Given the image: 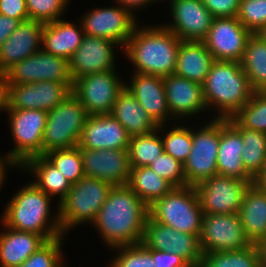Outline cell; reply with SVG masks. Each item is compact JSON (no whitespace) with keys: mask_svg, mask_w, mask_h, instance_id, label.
Returning <instances> with one entry per match:
<instances>
[{"mask_svg":"<svg viewBox=\"0 0 266 267\" xmlns=\"http://www.w3.org/2000/svg\"><path fill=\"white\" fill-rule=\"evenodd\" d=\"M0 14L21 21L29 20L26 0H0Z\"/></svg>","mask_w":266,"mask_h":267,"instance_id":"cell-47","label":"cell"},{"mask_svg":"<svg viewBox=\"0 0 266 267\" xmlns=\"http://www.w3.org/2000/svg\"><path fill=\"white\" fill-rule=\"evenodd\" d=\"M22 21L0 14V46L10 37Z\"/></svg>","mask_w":266,"mask_h":267,"instance_id":"cell-49","label":"cell"},{"mask_svg":"<svg viewBox=\"0 0 266 267\" xmlns=\"http://www.w3.org/2000/svg\"><path fill=\"white\" fill-rule=\"evenodd\" d=\"M174 241L175 229L148 217L141 242L146 248L173 252Z\"/></svg>","mask_w":266,"mask_h":267,"instance_id":"cell-42","label":"cell"},{"mask_svg":"<svg viewBox=\"0 0 266 267\" xmlns=\"http://www.w3.org/2000/svg\"><path fill=\"white\" fill-rule=\"evenodd\" d=\"M44 156L55 165L71 184L77 183L85 176L78 146L53 150L47 152Z\"/></svg>","mask_w":266,"mask_h":267,"instance_id":"cell-37","label":"cell"},{"mask_svg":"<svg viewBox=\"0 0 266 267\" xmlns=\"http://www.w3.org/2000/svg\"><path fill=\"white\" fill-rule=\"evenodd\" d=\"M5 79L3 75H0V113L4 112L5 107Z\"/></svg>","mask_w":266,"mask_h":267,"instance_id":"cell-52","label":"cell"},{"mask_svg":"<svg viewBox=\"0 0 266 267\" xmlns=\"http://www.w3.org/2000/svg\"><path fill=\"white\" fill-rule=\"evenodd\" d=\"M173 253L183 257L190 265L200 266L203 251L199 236L175 230Z\"/></svg>","mask_w":266,"mask_h":267,"instance_id":"cell-45","label":"cell"},{"mask_svg":"<svg viewBox=\"0 0 266 267\" xmlns=\"http://www.w3.org/2000/svg\"><path fill=\"white\" fill-rule=\"evenodd\" d=\"M43 134V155L47 152L78 146L88 113L71 93L48 111Z\"/></svg>","mask_w":266,"mask_h":267,"instance_id":"cell-7","label":"cell"},{"mask_svg":"<svg viewBox=\"0 0 266 267\" xmlns=\"http://www.w3.org/2000/svg\"><path fill=\"white\" fill-rule=\"evenodd\" d=\"M70 2L72 0H26L29 19L42 23L62 19Z\"/></svg>","mask_w":266,"mask_h":267,"instance_id":"cell-41","label":"cell"},{"mask_svg":"<svg viewBox=\"0 0 266 267\" xmlns=\"http://www.w3.org/2000/svg\"><path fill=\"white\" fill-rule=\"evenodd\" d=\"M163 81L167 105L176 122L188 119L186 123H189L190 117L208 114L201 84L175 74L163 77Z\"/></svg>","mask_w":266,"mask_h":267,"instance_id":"cell-20","label":"cell"},{"mask_svg":"<svg viewBox=\"0 0 266 267\" xmlns=\"http://www.w3.org/2000/svg\"><path fill=\"white\" fill-rule=\"evenodd\" d=\"M238 215L247 238L258 244L266 236V190L258 181L246 190Z\"/></svg>","mask_w":266,"mask_h":267,"instance_id":"cell-27","label":"cell"},{"mask_svg":"<svg viewBox=\"0 0 266 267\" xmlns=\"http://www.w3.org/2000/svg\"><path fill=\"white\" fill-rule=\"evenodd\" d=\"M128 152L131 168L145 167L151 164L164 152L160 125L152 133L130 137Z\"/></svg>","mask_w":266,"mask_h":267,"instance_id":"cell-35","label":"cell"},{"mask_svg":"<svg viewBox=\"0 0 266 267\" xmlns=\"http://www.w3.org/2000/svg\"><path fill=\"white\" fill-rule=\"evenodd\" d=\"M200 267H263L257 244L233 251L203 253Z\"/></svg>","mask_w":266,"mask_h":267,"instance_id":"cell-34","label":"cell"},{"mask_svg":"<svg viewBox=\"0 0 266 267\" xmlns=\"http://www.w3.org/2000/svg\"><path fill=\"white\" fill-rule=\"evenodd\" d=\"M215 18L236 17L240 0H201Z\"/></svg>","mask_w":266,"mask_h":267,"instance_id":"cell-46","label":"cell"},{"mask_svg":"<svg viewBox=\"0 0 266 267\" xmlns=\"http://www.w3.org/2000/svg\"><path fill=\"white\" fill-rule=\"evenodd\" d=\"M233 118L243 128L266 133V92H254Z\"/></svg>","mask_w":266,"mask_h":267,"instance_id":"cell-38","label":"cell"},{"mask_svg":"<svg viewBox=\"0 0 266 267\" xmlns=\"http://www.w3.org/2000/svg\"><path fill=\"white\" fill-rule=\"evenodd\" d=\"M228 121L241 133L244 168L255 181H259L266 173V133L243 128L233 117Z\"/></svg>","mask_w":266,"mask_h":267,"instance_id":"cell-31","label":"cell"},{"mask_svg":"<svg viewBox=\"0 0 266 267\" xmlns=\"http://www.w3.org/2000/svg\"><path fill=\"white\" fill-rule=\"evenodd\" d=\"M13 168V169H12ZM21 170V166L12 158L9 157L6 153L0 155V190L5 185L6 177H8L7 171L10 170Z\"/></svg>","mask_w":266,"mask_h":267,"instance_id":"cell-50","label":"cell"},{"mask_svg":"<svg viewBox=\"0 0 266 267\" xmlns=\"http://www.w3.org/2000/svg\"><path fill=\"white\" fill-rule=\"evenodd\" d=\"M125 87L158 125L176 122L167 105L163 77L134 73Z\"/></svg>","mask_w":266,"mask_h":267,"instance_id":"cell-21","label":"cell"},{"mask_svg":"<svg viewBox=\"0 0 266 267\" xmlns=\"http://www.w3.org/2000/svg\"><path fill=\"white\" fill-rule=\"evenodd\" d=\"M243 146L241 133L228 119H220V141L217 154L218 174L255 183L256 181L247 173L242 163Z\"/></svg>","mask_w":266,"mask_h":267,"instance_id":"cell-24","label":"cell"},{"mask_svg":"<svg viewBox=\"0 0 266 267\" xmlns=\"http://www.w3.org/2000/svg\"><path fill=\"white\" fill-rule=\"evenodd\" d=\"M44 23L22 21L10 37L0 46V75L41 49Z\"/></svg>","mask_w":266,"mask_h":267,"instance_id":"cell-23","label":"cell"},{"mask_svg":"<svg viewBox=\"0 0 266 267\" xmlns=\"http://www.w3.org/2000/svg\"><path fill=\"white\" fill-rule=\"evenodd\" d=\"M249 180L224 175H213L195 186L203 214L238 213Z\"/></svg>","mask_w":266,"mask_h":267,"instance_id":"cell-13","label":"cell"},{"mask_svg":"<svg viewBox=\"0 0 266 267\" xmlns=\"http://www.w3.org/2000/svg\"><path fill=\"white\" fill-rule=\"evenodd\" d=\"M0 267H19L47 240L33 232L18 231L0 222Z\"/></svg>","mask_w":266,"mask_h":267,"instance_id":"cell-25","label":"cell"},{"mask_svg":"<svg viewBox=\"0 0 266 267\" xmlns=\"http://www.w3.org/2000/svg\"><path fill=\"white\" fill-rule=\"evenodd\" d=\"M128 186L148 207L174 188L148 166L131 168Z\"/></svg>","mask_w":266,"mask_h":267,"instance_id":"cell-32","label":"cell"},{"mask_svg":"<svg viewBox=\"0 0 266 267\" xmlns=\"http://www.w3.org/2000/svg\"><path fill=\"white\" fill-rule=\"evenodd\" d=\"M199 239L203 253L239 250L252 244L238 213L204 214Z\"/></svg>","mask_w":266,"mask_h":267,"instance_id":"cell-14","label":"cell"},{"mask_svg":"<svg viewBox=\"0 0 266 267\" xmlns=\"http://www.w3.org/2000/svg\"><path fill=\"white\" fill-rule=\"evenodd\" d=\"M24 185L8 199L0 221L14 230L37 233L47 241L63 236L59 205H56L54 214L50 207L53 198L31 181Z\"/></svg>","mask_w":266,"mask_h":267,"instance_id":"cell-3","label":"cell"},{"mask_svg":"<svg viewBox=\"0 0 266 267\" xmlns=\"http://www.w3.org/2000/svg\"><path fill=\"white\" fill-rule=\"evenodd\" d=\"M149 207L128 185H115L91 224L102 244L112 249L142 242Z\"/></svg>","mask_w":266,"mask_h":267,"instance_id":"cell-1","label":"cell"},{"mask_svg":"<svg viewBox=\"0 0 266 267\" xmlns=\"http://www.w3.org/2000/svg\"><path fill=\"white\" fill-rule=\"evenodd\" d=\"M84 35L80 21L73 23L62 18L44 23L41 48L69 61L81 45Z\"/></svg>","mask_w":266,"mask_h":267,"instance_id":"cell-26","label":"cell"},{"mask_svg":"<svg viewBox=\"0 0 266 267\" xmlns=\"http://www.w3.org/2000/svg\"><path fill=\"white\" fill-rule=\"evenodd\" d=\"M170 21L162 25L182 41H203L214 16L201 0H168Z\"/></svg>","mask_w":266,"mask_h":267,"instance_id":"cell-17","label":"cell"},{"mask_svg":"<svg viewBox=\"0 0 266 267\" xmlns=\"http://www.w3.org/2000/svg\"><path fill=\"white\" fill-rule=\"evenodd\" d=\"M113 2L120 4L124 8H127L135 16H137V10L141 11L143 10L142 8L146 10L145 8L152 6V4L154 5L158 3L156 0H114Z\"/></svg>","mask_w":266,"mask_h":267,"instance_id":"cell-51","label":"cell"},{"mask_svg":"<svg viewBox=\"0 0 266 267\" xmlns=\"http://www.w3.org/2000/svg\"><path fill=\"white\" fill-rule=\"evenodd\" d=\"M214 61L203 41L181 40L174 74L202 85Z\"/></svg>","mask_w":266,"mask_h":267,"instance_id":"cell-30","label":"cell"},{"mask_svg":"<svg viewBox=\"0 0 266 267\" xmlns=\"http://www.w3.org/2000/svg\"><path fill=\"white\" fill-rule=\"evenodd\" d=\"M262 257L263 267H266V236L257 244Z\"/></svg>","mask_w":266,"mask_h":267,"instance_id":"cell-53","label":"cell"},{"mask_svg":"<svg viewBox=\"0 0 266 267\" xmlns=\"http://www.w3.org/2000/svg\"><path fill=\"white\" fill-rule=\"evenodd\" d=\"M152 258L155 267H189L190 264L180 255L171 251H158L152 249Z\"/></svg>","mask_w":266,"mask_h":267,"instance_id":"cell-48","label":"cell"},{"mask_svg":"<svg viewBox=\"0 0 266 267\" xmlns=\"http://www.w3.org/2000/svg\"><path fill=\"white\" fill-rule=\"evenodd\" d=\"M114 257L106 267H155L156 263L152 258V249L146 248L142 243L136 245L119 246L110 249ZM117 253V254H115ZM117 255V256H116Z\"/></svg>","mask_w":266,"mask_h":267,"instance_id":"cell-39","label":"cell"},{"mask_svg":"<svg viewBox=\"0 0 266 267\" xmlns=\"http://www.w3.org/2000/svg\"><path fill=\"white\" fill-rule=\"evenodd\" d=\"M238 20L252 34L266 25V0H240Z\"/></svg>","mask_w":266,"mask_h":267,"instance_id":"cell-43","label":"cell"},{"mask_svg":"<svg viewBox=\"0 0 266 267\" xmlns=\"http://www.w3.org/2000/svg\"><path fill=\"white\" fill-rule=\"evenodd\" d=\"M202 88L208 113L214 111L216 119L233 117L255 92L236 61H214Z\"/></svg>","mask_w":266,"mask_h":267,"instance_id":"cell-4","label":"cell"},{"mask_svg":"<svg viewBox=\"0 0 266 267\" xmlns=\"http://www.w3.org/2000/svg\"><path fill=\"white\" fill-rule=\"evenodd\" d=\"M241 67L255 92H266V42L252 34L246 44Z\"/></svg>","mask_w":266,"mask_h":267,"instance_id":"cell-33","label":"cell"},{"mask_svg":"<svg viewBox=\"0 0 266 267\" xmlns=\"http://www.w3.org/2000/svg\"><path fill=\"white\" fill-rule=\"evenodd\" d=\"M180 42L162 23L140 22L123 49L124 57L133 67L131 72L169 76L175 73Z\"/></svg>","mask_w":266,"mask_h":267,"instance_id":"cell-2","label":"cell"},{"mask_svg":"<svg viewBox=\"0 0 266 267\" xmlns=\"http://www.w3.org/2000/svg\"><path fill=\"white\" fill-rule=\"evenodd\" d=\"M171 125L170 123L160 125V134L164 144V152L184 164L192 148L193 124L191 126H186L187 124H184V122L182 124V122L177 121L171 123Z\"/></svg>","mask_w":266,"mask_h":267,"instance_id":"cell-36","label":"cell"},{"mask_svg":"<svg viewBox=\"0 0 266 267\" xmlns=\"http://www.w3.org/2000/svg\"><path fill=\"white\" fill-rule=\"evenodd\" d=\"M266 42V25L257 33Z\"/></svg>","mask_w":266,"mask_h":267,"instance_id":"cell-54","label":"cell"},{"mask_svg":"<svg viewBox=\"0 0 266 267\" xmlns=\"http://www.w3.org/2000/svg\"><path fill=\"white\" fill-rule=\"evenodd\" d=\"M157 2H159V3H161V2H163V1H165V0H156Z\"/></svg>","mask_w":266,"mask_h":267,"instance_id":"cell-56","label":"cell"},{"mask_svg":"<svg viewBox=\"0 0 266 267\" xmlns=\"http://www.w3.org/2000/svg\"><path fill=\"white\" fill-rule=\"evenodd\" d=\"M13 146L7 151L20 166L28 159L43 155V134L48 113L38 109H4Z\"/></svg>","mask_w":266,"mask_h":267,"instance_id":"cell-9","label":"cell"},{"mask_svg":"<svg viewBox=\"0 0 266 267\" xmlns=\"http://www.w3.org/2000/svg\"><path fill=\"white\" fill-rule=\"evenodd\" d=\"M67 83L43 80L21 85H5L4 109L51 111L71 94Z\"/></svg>","mask_w":266,"mask_h":267,"instance_id":"cell-15","label":"cell"},{"mask_svg":"<svg viewBox=\"0 0 266 267\" xmlns=\"http://www.w3.org/2000/svg\"><path fill=\"white\" fill-rule=\"evenodd\" d=\"M130 136L112 115L88 116L82 129L78 147L86 149H128Z\"/></svg>","mask_w":266,"mask_h":267,"instance_id":"cell-22","label":"cell"},{"mask_svg":"<svg viewBox=\"0 0 266 267\" xmlns=\"http://www.w3.org/2000/svg\"><path fill=\"white\" fill-rule=\"evenodd\" d=\"M21 171L36 178L31 182L48 196L53 199L58 196L57 205L66 197L72 185L44 155L28 159L21 166Z\"/></svg>","mask_w":266,"mask_h":267,"instance_id":"cell-28","label":"cell"},{"mask_svg":"<svg viewBox=\"0 0 266 267\" xmlns=\"http://www.w3.org/2000/svg\"><path fill=\"white\" fill-rule=\"evenodd\" d=\"M203 210L195 186L174 187L149 207V217L176 231L200 236Z\"/></svg>","mask_w":266,"mask_h":267,"instance_id":"cell-6","label":"cell"},{"mask_svg":"<svg viewBox=\"0 0 266 267\" xmlns=\"http://www.w3.org/2000/svg\"><path fill=\"white\" fill-rule=\"evenodd\" d=\"M5 85H21L40 81L67 83L73 87L69 61L39 49L11 67L4 75Z\"/></svg>","mask_w":266,"mask_h":267,"instance_id":"cell-12","label":"cell"},{"mask_svg":"<svg viewBox=\"0 0 266 267\" xmlns=\"http://www.w3.org/2000/svg\"><path fill=\"white\" fill-rule=\"evenodd\" d=\"M111 114L123 125L130 137L152 133L159 127L126 87L118 94Z\"/></svg>","mask_w":266,"mask_h":267,"instance_id":"cell-29","label":"cell"},{"mask_svg":"<svg viewBox=\"0 0 266 267\" xmlns=\"http://www.w3.org/2000/svg\"><path fill=\"white\" fill-rule=\"evenodd\" d=\"M92 8L80 16V23L86 35L116 42L123 49L140 23L138 16L120 4ZM138 21V22H137Z\"/></svg>","mask_w":266,"mask_h":267,"instance_id":"cell-11","label":"cell"},{"mask_svg":"<svg viewBox=\"0 0 266 267\" xmlns=\"http://www.w3.org/2000/svg\"><path fill=\"white\" fill-rule=\"evenodd\" d=\"M66 236L47 241L19 267H68L65 264L67 258L62 249Z\"/></svg>","mask_w":266,"mask_h":267,"instance_id":"cell-40","label":"cell"},{"mask_svg":"<svg viewBox=\"0 0 266 267\" xmlns=\"http://www.w3.org/2000/svg\"><path fill=\"white\" fill-rule=\"evenodd\" d=\"M113 186L107 181L86 176L72 184L66 197L59 203L63 234L69 235L72 229L83 224L91 226Z\"/></svg>","mask_w":266,"mask_h":267,"instance_id":"cell-5","label":"cell"},{"mask_svg":"<svg viewBox=\"0 0 266 267\" xmlns=\"http://www.w3.org/2000/svg\"><path fill=\"white\" fill-rule=\"evenodd\" d=\"M78 148L86 177L104 180L114 186L128 185L131 172L128 149Z\"/></svg>","mask_w":266,"mask_h":267,"instance_id":"cell-19","label":"cell"},{"mask_svg":"<svg viewBox=\"0 0 266 267\" xmlns=\"http://www.w3.org/2000/svg\"><path fill=\"white\" fill-rule=\"evenodd\" d=\"M209 117L211 119L208 120ZM206 119L208 123L203 121L200 125L196 124L199 128L197 126L192 128V148L184 163L186 186H196L218 174L220 119L213 118L210 114Z\"/></svg>","mask_w":266,"mask_h":267,"instance_id":"cell-8","label":"cell"},{"mask_svg":"<svg viewBox=\"0 0 266 267\" xmlns=\"http://www.w3.org/2000/svg\"><path fill=\"white\" fill-rule=\"evenodd\" d=\"M118 71L112 69L87 74L73 81L71 93L80 101L88 116L111 114L118 94L125 87V80L121 79Z\"/></svg>","mask_w":266,"mask_h":267,"instance_id":"cell-10","label":"cell"},{"mask_svg":"<svg viewBox=\"0 0 266 267\" xmlns=\"http://www.w3.org/2000/svg\"><path fill=\"white\" fill-rule=\"evenodd\" d=\"M148 167L170 182L174 187L186 186L184 164L171 155L163 152Z\"/></svg>","mask_w":266,"mask_h":267,"instance_id":"cell-44","label":"cell"},{"mask_svg":"<svg viewBox=\"0 0 266 267\" xmlns=\"http://www.w3.org/2000/svg\"><path fill=\"white\" fill-rule=\"evenodd\" d=\"M121 47L112 40L84 35L81 45L69 59L73 81L87 74L116 69V50ZM117 66V67H116Z\"/></svg>","mask_w":266,"mask_h":267,"instance_id":"cell-18","label":"cell"},{"mask_svg":"<svg viewBox=\"0 0 266 267\" xmlns=\"http://www.w3.org/2000/svg\"><path fill=\"white\" fill-rule=\"evenodd\" d=\"M262 187L266 190V173L264 174V176L258 181Z\"/></svg>","mask_w":266,"mask_h":267,"instance_id":"cell-55","label":"cell"},{"mask_svg":"<svg viewBox=\"0 0 266 267\" xmlns=\"http://www.w3.org/2000/svg\"><path fill=\"white\" fill-rule=\"evenodd\" d=\"M251 35L237 17L214 18L203 42L215 61L241 62Z\"/></svg>","mask_w":266,"mask_h":267,"instance_id":"cell-16","label":"cell"}]
</instances>
